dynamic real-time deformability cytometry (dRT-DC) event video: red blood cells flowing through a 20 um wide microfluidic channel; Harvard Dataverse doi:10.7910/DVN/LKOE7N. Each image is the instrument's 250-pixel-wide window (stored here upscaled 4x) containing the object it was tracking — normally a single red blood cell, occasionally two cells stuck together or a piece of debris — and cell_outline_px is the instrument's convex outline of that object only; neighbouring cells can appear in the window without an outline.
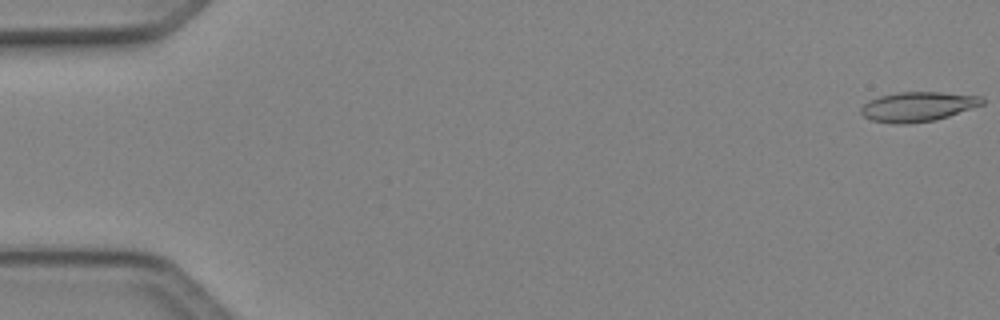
{"species": "Egyptian fruit bat (a non-hibernating species)", "species_latin": "Rousettus aegyptiacus", "temperature_condition": "cold", "stored_images_in_passage": 10, "camera_frame_rate_fps": 3000, "um_per_image_px": 0.085, "animal": {"sex": "female"}, "frame": {"image": 1, "passage_image": 1, "time_ms": 0.0, "image_size_px": [1000, 320], "cell_outline_px": [[984, 104], [936, 120], [904, 124], [892, 124], [872, 120], [864, 116], [860, 112], [860, 108], [868, 100], [880, 96], [900, 92], [940, 92], [984, 96]], "centroid_in_image_um": [78.02, 9.06], "position_along_channel_um": 7.0, "area_um2": 20.98}}